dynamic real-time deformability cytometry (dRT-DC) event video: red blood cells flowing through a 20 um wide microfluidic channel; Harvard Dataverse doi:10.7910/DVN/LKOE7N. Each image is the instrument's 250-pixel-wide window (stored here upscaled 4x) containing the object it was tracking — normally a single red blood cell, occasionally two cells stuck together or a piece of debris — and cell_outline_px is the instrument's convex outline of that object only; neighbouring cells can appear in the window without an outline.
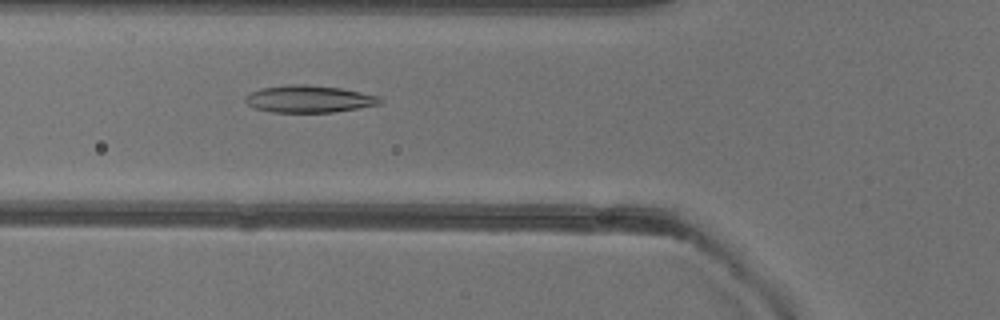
{"species": "common noctule bat (a hibernating species)", "species_latin": "Nyctalus noctula", "temperature_condition": "warm", "stored_images_in_passage": 50, "camera_frame_rate_fps": 3000, "um_per_image_px": 0.085, "animal": {"sex": "female"}, "frame": {"image": 1, "passage_image": 18, "time_ms": 5.667, "image_size_px": [1000, 320], "cell_outline_px": [[384, 100], [380, 104], [332, 112], [272, 112], [256, 108], [248, 104], [244, 100], [244, 96], [260, 88], [284, 84], [308, 84], [340, 88], [380, 96]], "centroid_in_image_um": [26.25, 8.4], "position_along_channel_um": 99.5, "area_um2": 21.33}}
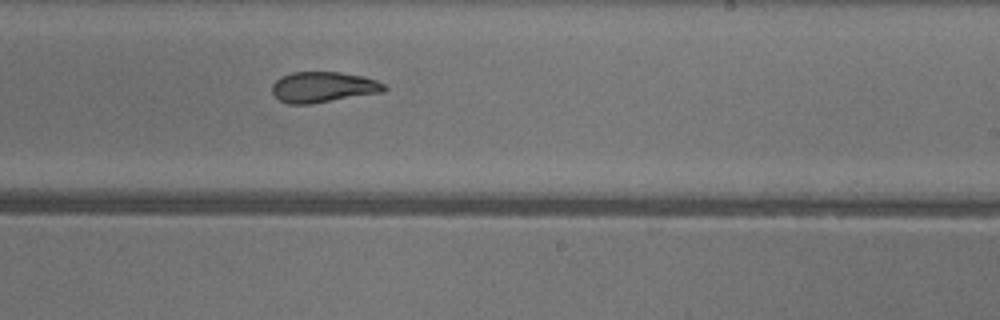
{"frame": {"image": 2, "passage_image": 30, "time_ms": 9.667, "image_size_px": [1000, 320], "cell_outline_px": [[388, 88], [384, 92], [308, 104], [288, 104], [280, 100], [272, 92], [272, 84], [280, 76], [292, 72], [340, 72], [360, 76], [376, 80], [384, 84]], "centroid_in_image_um": [27.46, 7.4], "position_along_channel_um": 261.5, "area_um2": 19.94}}
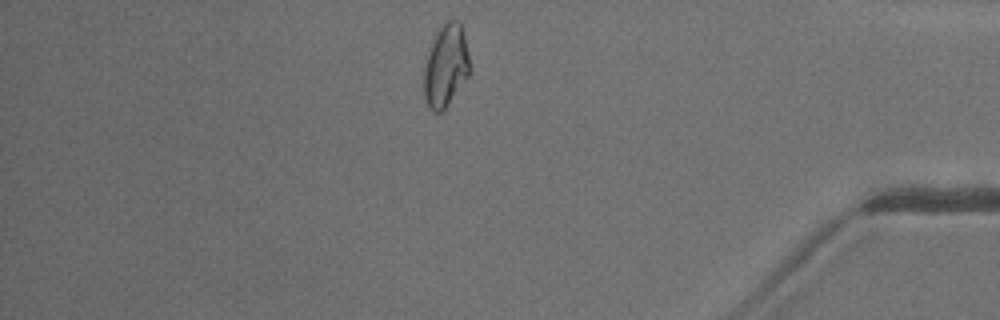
{"frame": {"image": 3, "passage_image": 43, "time_ms": 14.0, "image_size_px": [1000, 320], "cell_outline_px": [[472, 68], [468, 76], [444, 108], [440, 112], [432, 112], [428, 108], [424, 96], [424, 68], [428, 48], [440, 24], [448, 20], [456, 20], [460, 24]], "centroid_in_image_um": [37.87, 5.57], "position_along_channel_um": 397.3, "area_um2": 21.96}, "authors_computed_cell_mechanics": {"area_um2": 21.7328, "velocity_mm_per_s": 4.0472, "shape_relaxation_time_tau1_ms": 7.3117, "shape_relaxation_time_tau2_ms": 2.3276, "deformation_change_tau1": 0.2171, "deformation_change_tau2": 0.0757}}